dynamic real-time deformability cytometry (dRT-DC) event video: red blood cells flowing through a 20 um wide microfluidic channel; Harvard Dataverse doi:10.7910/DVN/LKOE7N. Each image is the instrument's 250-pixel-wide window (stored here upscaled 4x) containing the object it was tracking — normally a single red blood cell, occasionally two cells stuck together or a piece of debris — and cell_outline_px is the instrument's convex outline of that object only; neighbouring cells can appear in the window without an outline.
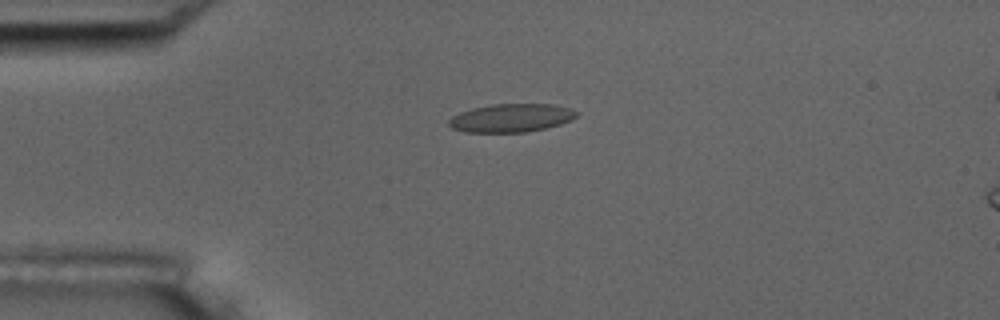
{"species": "common noctule bat (a hibernating species)", "species_latin": "Nyctalus noctula", "temperature_condition": "room temperature", "stored_images_in_passage": 2, "camera_frame_rate_fps": 3000, "um_per_image_px": 0.085, "animal": {"sex": "male", "body_mass_g": 17.5, "forearm_length_mm": 52.3}, "frame": {"image": 1, "passage_image": 1, "time_ms": 0.0, "image_size_px": [1000, 320], "cell_outline_px": [[580, 112], [572, 120], [560, 124], [544, 128], [524, 132], [464, 132], [452, 128], [448, 124], [448, 120], [452, 116], [460, 112], [472, 108], [492, 104], [552, 104], [568, 108]], "centroid_in_image_um": [43.43, 10.02], "position_along_channel_um": 41.6, "area_um2": 21.04}}